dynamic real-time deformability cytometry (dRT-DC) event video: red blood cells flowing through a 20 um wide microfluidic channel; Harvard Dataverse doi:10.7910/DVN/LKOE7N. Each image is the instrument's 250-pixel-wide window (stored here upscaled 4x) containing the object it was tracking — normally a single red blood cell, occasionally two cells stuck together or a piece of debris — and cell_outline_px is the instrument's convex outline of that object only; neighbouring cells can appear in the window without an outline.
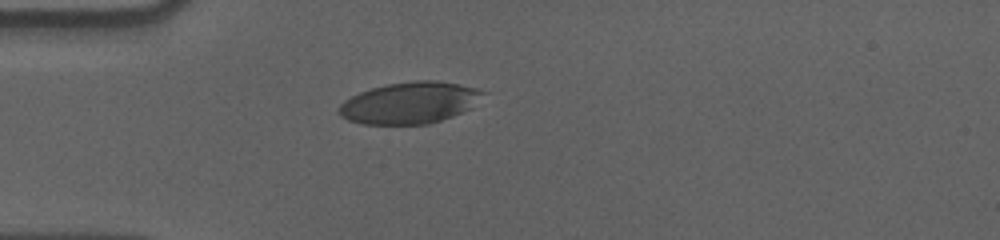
{"species": "human", "species_latin": "Homo sapiens", "temperature_condition": "cold", "stored_images_in_passage": 42, "camera_frame_rate_fps": 3000, "um_per_image_px": 0.085, "donor": {"sex": "male"}, "frame": {"image": 1, "passage_image": 1, "time_ms": 0.0, "image_size_px": [1000, 240], "cell_outline_px": [[488, 92], [468, 108], [452, 116], [428, 124], [360, 124], [348, 120], [340, 116], [336, 112], [336, 108], [344, 100], [360, 92], [372, 88], [388, 84], [416, 80], [436, 80], [476, 88]], "centroid_in_image_um": [34.76, 8.74], "position_along_channel_um": 50.2, "area_um2": 34.74}}
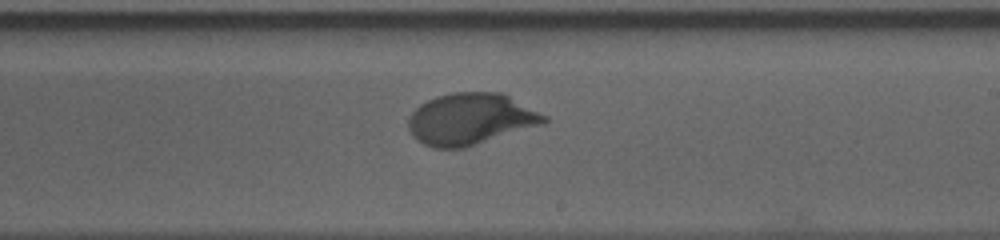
{"frame": {"image": 2, "passage_image": 19, "time_ms": 6.0, "image_size_px": [1000, 240], "cell_outline_px": [[548, 120], [544, 124], [464, 148], [432, 148], [416, 140], [412, 136], [408, 128], [408, 116], [420, 104], [436, 96], [452, 92], [504, 92], [548, 116]], "centroid_in_image_um": [40.01, 10.11], "position_along_channel_um": 249.0, "area_um2": 41.21}}
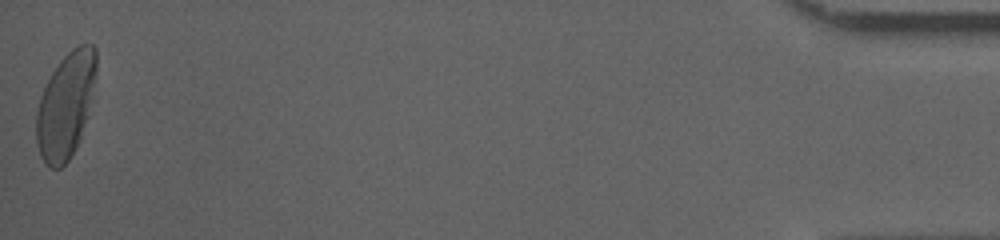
{"frame": {"image": 3, "passage_image": 42, "time_ms": 13.667, "image_size_px": [1000, 240], "cell_outline_px": [[96, 76], [88, 116], [80, 136], [68, 160], [60, 168], [48, 168], [40, 156], [36, 140], [36, 112], [40, 96], [52, 72], [60, 60], [72, 48], [80, 44], [92, 44], [96, 48]], "centroid_in_image_um": [5.58, 8.94], "position_along_channel_um": 429.6, "area_um2": 36.76}, "authors_computed_cell_mechanics": {"area_um2": 38.9572, "velocity_mm_per_s": 3.5548, "shape_relaxation_time_tau1_ms": 3.4891, "shape_relaxation_time_tau2_ms": null, "deformation_change_tau1": 0.1714, "deformation_change_tau2": null}}